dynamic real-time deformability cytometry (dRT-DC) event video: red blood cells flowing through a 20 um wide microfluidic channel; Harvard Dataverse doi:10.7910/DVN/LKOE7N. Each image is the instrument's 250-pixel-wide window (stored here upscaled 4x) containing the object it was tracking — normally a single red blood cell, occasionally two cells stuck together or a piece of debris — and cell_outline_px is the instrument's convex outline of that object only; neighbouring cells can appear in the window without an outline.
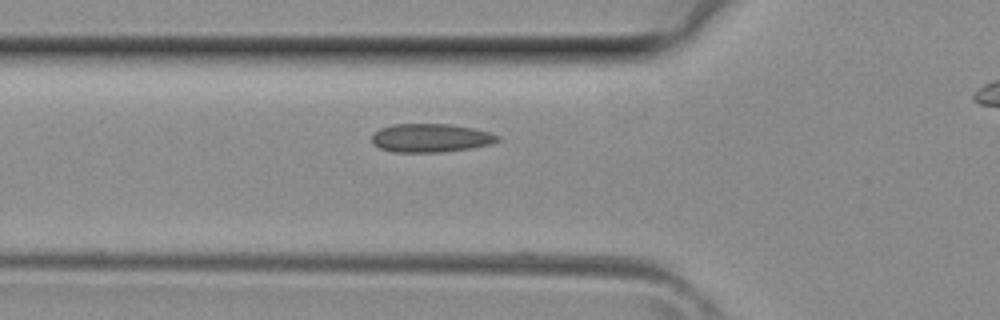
{"species": "common noctule bat (a hibernating species)", "species_latin": "Nyctalus noctula", "temperature_condition": "room temperature", "stored_images_in_passage": 23, "camera_frame_rate_fps": 3000, "um_per_image_px": 0.085, "animal": {"sex": "female", "body_mass_g": 29.2, "forearm_length_mm": 56.3}, "frame": {"image": 1, "passage_image": 2, "time_ms": 0.333, "image_size_px": [1000, 320], "cell_outline_px": [[500, 140], [492, 144], [472, 148], [440, 152], [392, 152], [380, 148], [372, 144], [372, 132], [380, 128], [392, 124], [452, 124], [472, 128], [488, 132], [500, 136]], "centroid_in_image_um": [36.59, 11.72], "position_along_channel_um": 89.2, "area_um2": 21.1}}
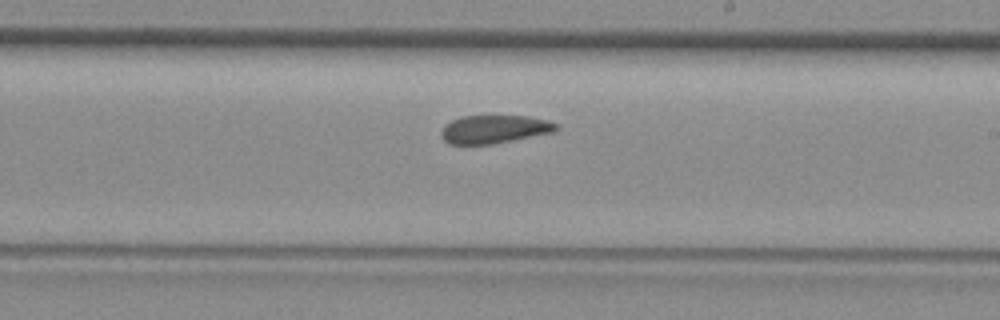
{"frame": {"image": 2, "passage_image": 11, "time_ms": 3.333, "image_size_px": [1000, 320], "cell_outline_px": [[560, 128], [556, 132], [492, 144], [448, 144], [440, 136], [440, 132], [444, 124], [460, 116], [528, 116], [548, 120], [560, 124]], "centroid_in_image_um": [42.04, 10.98], "position_along_channel_um": 247.0, "area_um2": 19.25}}
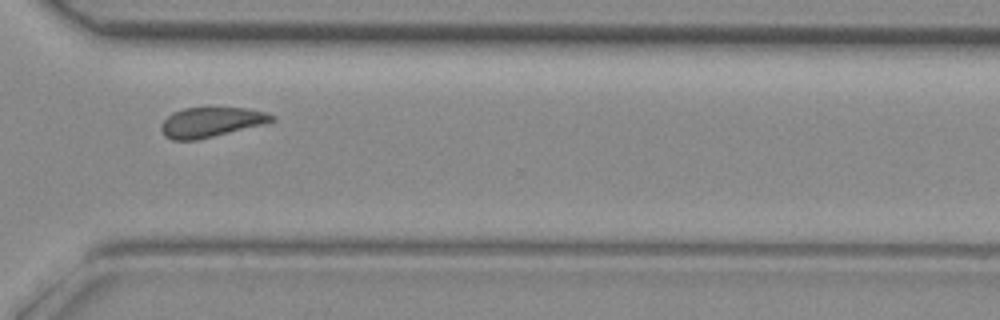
{"frame": {"image": 3, "passage_image": 17, "time_ms": 5.333, "image_size_px": [1000, 320], "cell_outline_px": [[276, 120], [264, 124], [196, 140], [172, 140], [164, 136], [160, 128], [160, 124], [172, 112], [184, 108], [248, 108], [264, 112], [276, 116]], "centroid_in_image_um": [17.92, 10.38], "position_along_channel_um": 352.7, "area_um2": 19.19}}